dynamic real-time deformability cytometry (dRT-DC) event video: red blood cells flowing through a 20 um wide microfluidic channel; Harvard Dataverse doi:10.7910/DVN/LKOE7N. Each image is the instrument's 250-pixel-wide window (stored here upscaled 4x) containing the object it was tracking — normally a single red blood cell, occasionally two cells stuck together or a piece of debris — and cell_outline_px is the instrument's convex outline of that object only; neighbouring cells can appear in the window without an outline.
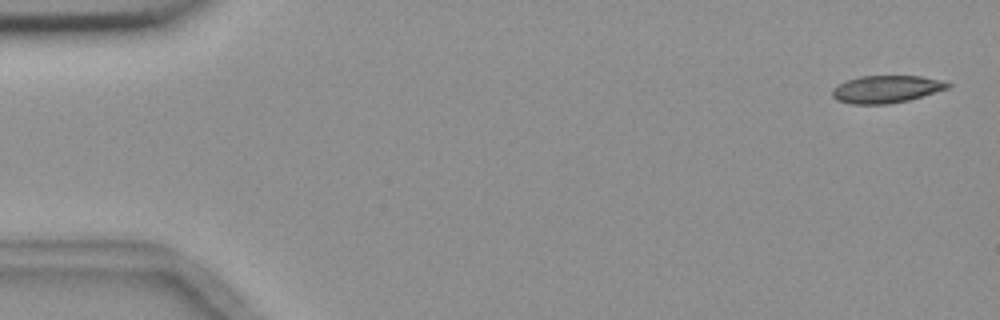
{"species": "common noctule bat (a hibernating species)", "species_latin": "Nyctalus noctula", "temperature_condition": "room temperature", "stored_images_in_passage": 5, "camera_frame_rate_fps": 3000, "um_per_image_px": 0.085, "animal": {"sex": "female", "body_mass_g": 18.4}, "frame": {"image": 1, "passage_image": 1, "time_ms": 0.0, "image_size_px": [1000, 320], "cell_outline_px": [[952, 84], [948, 88], [908, 100], [888, 104], [852, 104], [836, 100], [832, 96], [832, 88], [848, 80], [860, 76], [920, 76], [944, 80]], "centroid_in_image_um": [75.33, 7.58], "position_along_channel_um": 9.7, "area_um2": 18.38}}
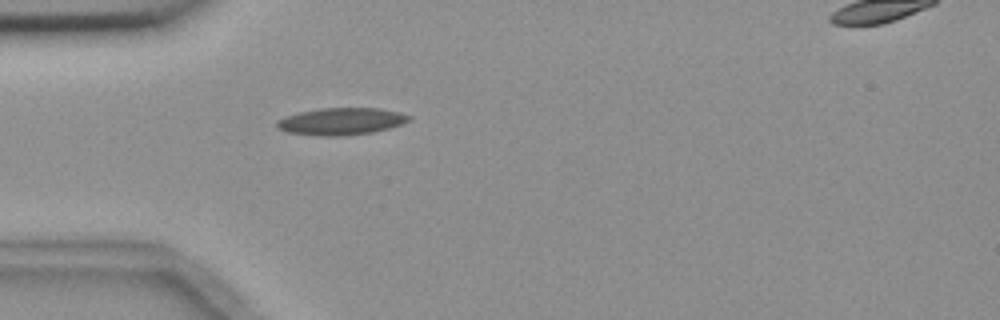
{"frame": {"image": 2, "passage_image": 5, "time_ms": 4.667, "image_size_px": [1000, 320], "cell_outline_px": [[412, 120], [404, 124], [372, 132], [344, 136], [316, 136], [288, 132], [280, 128], [276, 124], [276, 120], [284, 116], [300, 112], [320, 108], [380, 108], [400, 112], [412, 116]], "centroid_in_image_um": [29.04, 10.31], "position_along_channel_um": 56.0, "area_um2": 21.04}}